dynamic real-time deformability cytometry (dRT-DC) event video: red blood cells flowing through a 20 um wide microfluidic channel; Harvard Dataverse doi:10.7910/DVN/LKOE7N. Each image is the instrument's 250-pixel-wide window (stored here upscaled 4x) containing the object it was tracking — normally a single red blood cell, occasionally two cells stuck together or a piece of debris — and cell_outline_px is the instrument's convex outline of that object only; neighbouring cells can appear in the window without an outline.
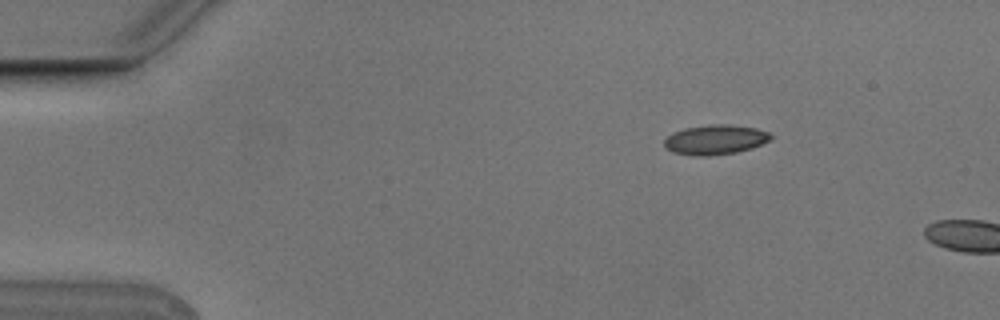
{"species": "Egyptian fruit bat (a non-hibernating species)", "species_latin": "Rousettus aegyptiacus", "temperature_condition": "cold", "stored_images_in_passage": 2, "camera_frame_rate_fps": 3000, "um_per_image_px": 0.085, "animal": {"sex": "male"}, "frame": {"image": 1, "passage_image": 1, "time_ms": 0.0, "image_size_px": [1000, 320], "cell_outline_px": [[772, 140], [752, 148], [736, 152], [708, 156], [696, 156], [672, 152], [664, 148], [664, 140], [672, 132], [684, 128], [712, 124], [728, 124], [756, 128], [768, 132], [772, 136]], "centroid_in_image_um": [60.79, 11.87], "position_along_channel_um": 24.2, "area_um2": 18.61}}